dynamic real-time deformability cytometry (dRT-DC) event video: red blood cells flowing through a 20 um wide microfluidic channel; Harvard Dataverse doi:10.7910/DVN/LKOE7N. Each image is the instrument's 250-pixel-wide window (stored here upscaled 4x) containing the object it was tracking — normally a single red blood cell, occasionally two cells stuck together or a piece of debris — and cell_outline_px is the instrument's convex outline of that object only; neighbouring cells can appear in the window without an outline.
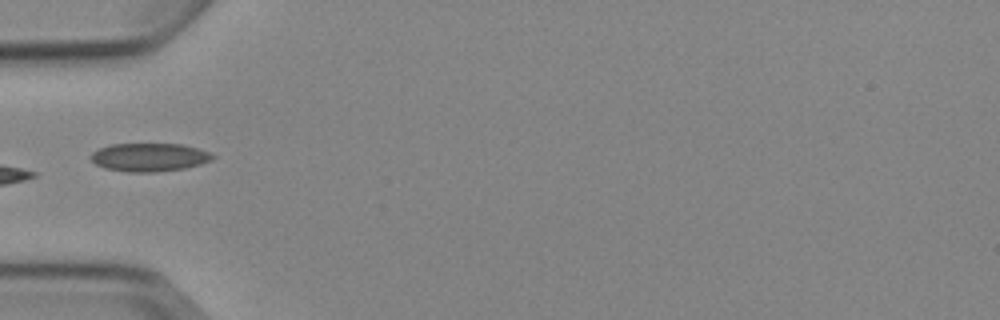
{"species": "Egyptian fruit bat (a non-hibernating species)", "species_latin": "Rousettus aegyptiacus", "temperature_condition": "cold", "stored_images_in_passage": 6, "camera_frame_rate_fps": 3000, "um_per_image_px": 0.085, "animal": {"sex": "female"}, "frame": {"image": 1, "passage_image": 6, "time_ms": 5.667, "image_size_px": [1000, 320], "cell_outline_px": [[216, 156], [212, 160], [200, 164], [184, 168], [156, 172], [128, 172], [104, 168], [96, 164], [88, 156], [92, 152], [108, 144], [180, 144], [212, 152]], "centroid_in_image_um": [12.68, 13.36], "position_along_channel_um": 72.3, "area_um2": 20.17}}